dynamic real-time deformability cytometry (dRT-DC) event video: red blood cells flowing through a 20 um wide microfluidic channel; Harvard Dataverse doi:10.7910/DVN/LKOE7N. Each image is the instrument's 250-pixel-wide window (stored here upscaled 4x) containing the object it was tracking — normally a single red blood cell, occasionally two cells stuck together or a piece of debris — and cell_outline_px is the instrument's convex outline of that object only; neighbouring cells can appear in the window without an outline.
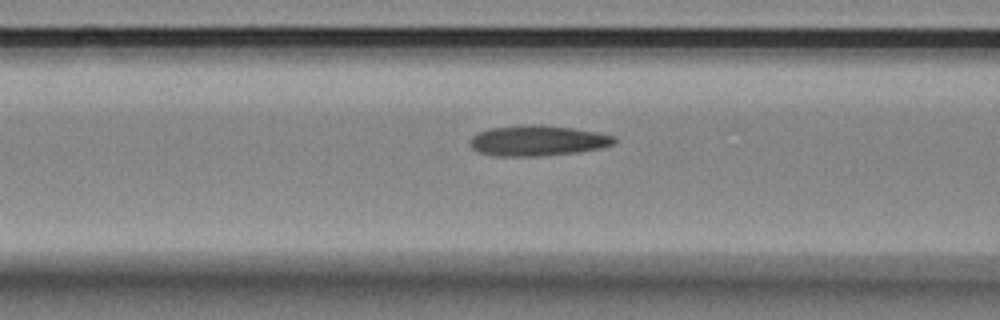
{"species": "Egyptian fruit bat (a non-hibernating species)", "species_latin": "Rousettus aegyptiacus", "temperature_condition": "room temperature", "stored_images_in_passage": 20, "camera_frame_rate_fps": 3000, "um_per_image_px": 0.085, "animal": {"sex": "female"}, "frame": {"image": 1, "passage_image": 18, "time_ms": 5.667, "image_size_px": [1000, 320], "cell_outline_px": [[616, 140], [612, 144], [600, 148], [576, 152], [540, 156], [492, 156], [480, 152], [472, 148], [468, 144], [468, 140], [472, 136], [488, 128], [532, 124], [540, 124], [572, 128], [596, 132], [612, 136]], "centroid_in_image_um": [45.62, 11.95], "position_along_channel_um": 121.0, "area_um2": 25.55}}